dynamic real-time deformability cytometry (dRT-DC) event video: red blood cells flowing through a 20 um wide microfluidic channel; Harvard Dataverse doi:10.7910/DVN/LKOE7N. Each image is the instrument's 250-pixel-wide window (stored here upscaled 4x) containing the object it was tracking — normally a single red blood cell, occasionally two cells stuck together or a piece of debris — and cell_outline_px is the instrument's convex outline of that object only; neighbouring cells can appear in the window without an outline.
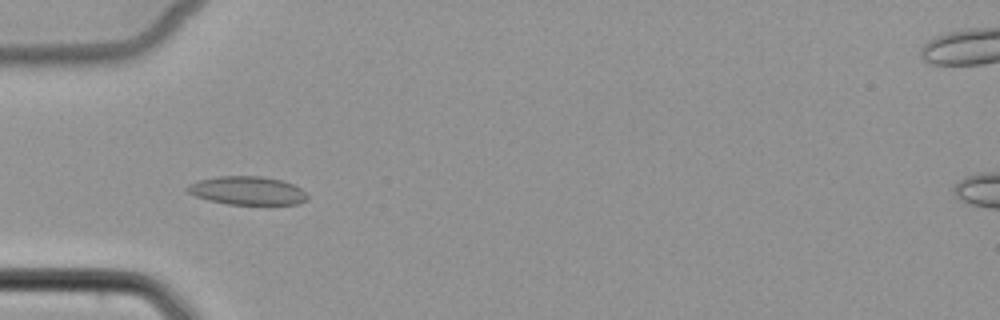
{"species": "common noctule bat (a hibernating species)", "species_latin": "Nyctalus noctula", "temperature_condition": "cold", "stored_images_in_passage": 53, "camera_frame_rate_fps": 3000, "um_per_image_px": 0.085, "animal": {"sex": "female", "body_mass_g": 22.7, "forearm_length_mm": 54.2}, "frame": {"image": 1, "passage_image": 18, "time_ms": 5.667, "image_size_px": [1000, 320], "cell_outline_px": [[308, 200], [300, 204], [228, 204], [208, 200], [196, 196], [188, 192], [184, 188], [188, 184], [196, 180], [216, 176], [260, 176], [280, 180], [292, 184], [300, 188], [308, 196]], "centroid_in_image_um": [20.99, 16.2], "position_along_channel_um": 64.0, "area_um2": 19.94}}
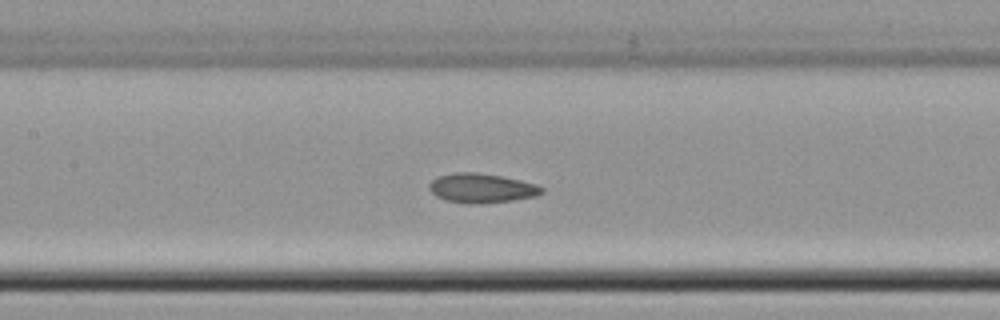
{"frame": {"image": 2, "passage_image": 26, "time_ms": 8.333, "image_size_px": [1000, 320], "cell_outline_px": [[544, 192], [536, 196], [512, 200], [484, 204], [472, 204], [448, 200], [436, 196], [428, 188], [428, 184], [436, 176], [456, 172], [476, 172], [500, 176], [520, 180], [536, 184], [544, 188]], "centroid_in_image_um": [40.93, 15.99], "position_along_channel_um": 166.5, "area_um2": 19.31}}
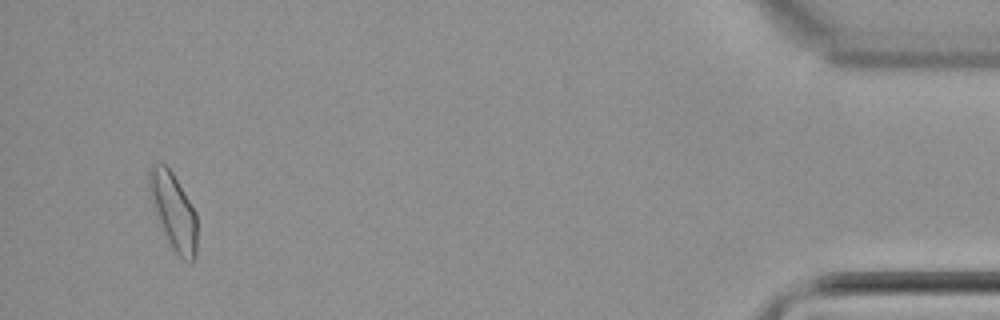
{"frame": {"image": 3, "passage_image": 51, "time_ms": 16.667, "image_size_px": [1000, 320], "cell_outline_px": [[196, 256], [192, 264], [184, 260], [172, 248], [168, 240], [152, 200], [148, 184], [148, 172], [152, 164], [164, 164], [172, 172], [196, 212]], "centroid_in_image_um": [14.77, 17.96], "position_along_channel_um": 420.4, "area_um2": 20.63}}